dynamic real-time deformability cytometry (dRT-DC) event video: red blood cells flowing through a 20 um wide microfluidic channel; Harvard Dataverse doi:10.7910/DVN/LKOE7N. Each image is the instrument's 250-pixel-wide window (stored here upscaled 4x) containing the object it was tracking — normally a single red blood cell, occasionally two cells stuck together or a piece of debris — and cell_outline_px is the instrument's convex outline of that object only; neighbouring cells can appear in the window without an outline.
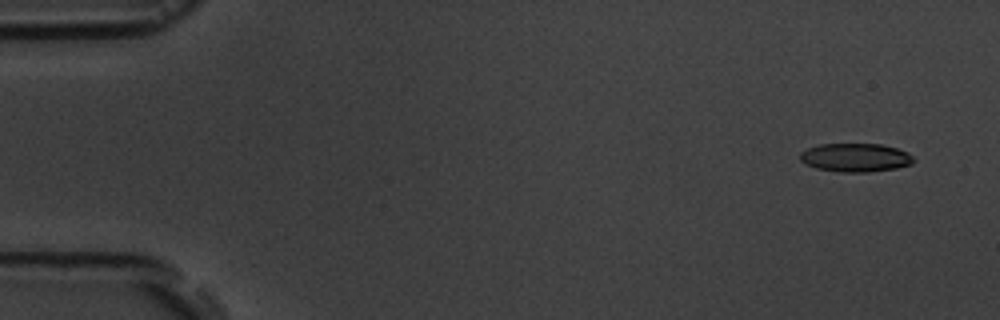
{"species": "common noctule bat (a hibernating species)", "species_latin": "Nyctalus noctula", "temperature_condition": "room temperature", "stored_images_in_passage": 6, "camera_frame_rate_fps": 3000, "um_per_image_px": 0.085, "animal": {"sex": "male", "body_mass_g": 19.5, "forearm_length_mm": 54.6}, "frame": {"image": 1, "passage_image": 1, "time_ms": 0.0, "image_size_px": [1000, 320], "cell_outline_px": [[916, 160], [912, 164], [896, 168], [868, 172], [840, 172], [816, 168], [804, 164], [800, 160], [800, 152], [808, 148], [820, 144], [880, 144], [896, 148], [908, 152]], "centroid_in_image_um": [72.71, 13.39], "position_along_channel_um": 12.3, "area_um2": 18.96}}
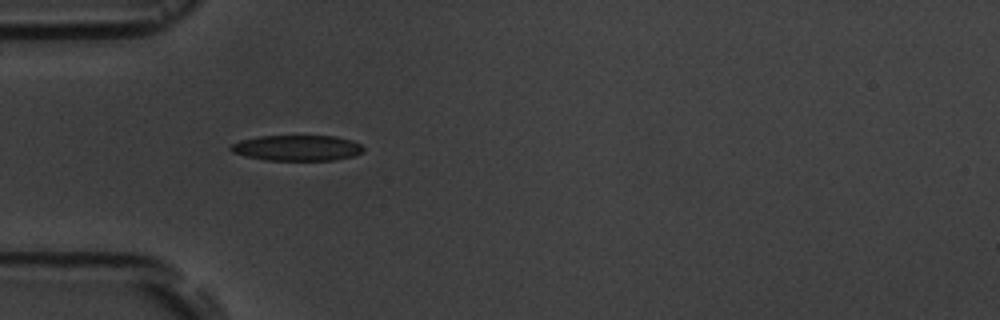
{"frame": {"image": 2, "passage_image": 5, "time_ms": 4.667, "image_size_px": [1000, 320], "cell_outline_px": [[364, 152], [352, 156], [336, 160], [264, 160], [232, 152], [228, 148], [232, 144], [240, 140], [260, 136], [336, 136], [352, 140], [360, 144], [364, 148]], "centroid_in_image_um": [25.27, 12.57], "position_along_channel_um": 59.7, "area_um2": 19.83}}
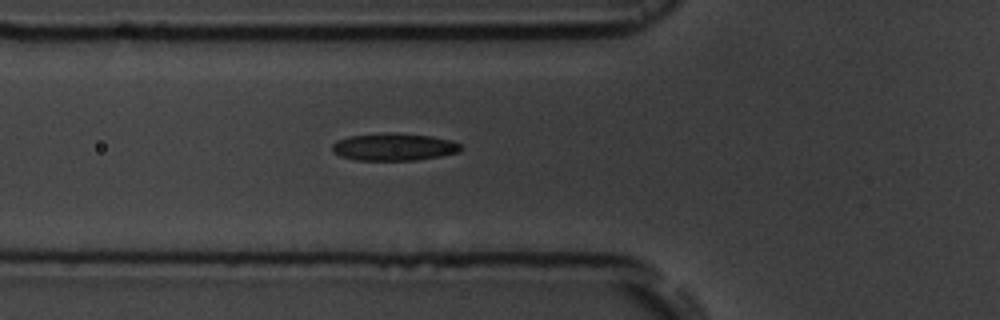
{"frame": {"image": 3, "passage_image": 6, "time_ms": 5.667, "image_size_px": [1000, 320], "cell_outline_px": [[464, 148], [460, 152], [440, 156], [416, 160], [356, 160], [340, 156], [332, 152], [332, 144], [336, 140], [348, 136], [392, 132], [432, 136], [452, 140], [460, 144]], "centroid_in_image_um": [33.49, 12.48], "position_along_channel_um": 92.3, "area_um2": 20.75}}